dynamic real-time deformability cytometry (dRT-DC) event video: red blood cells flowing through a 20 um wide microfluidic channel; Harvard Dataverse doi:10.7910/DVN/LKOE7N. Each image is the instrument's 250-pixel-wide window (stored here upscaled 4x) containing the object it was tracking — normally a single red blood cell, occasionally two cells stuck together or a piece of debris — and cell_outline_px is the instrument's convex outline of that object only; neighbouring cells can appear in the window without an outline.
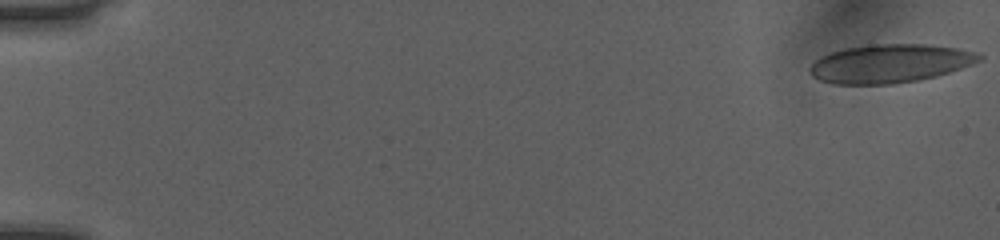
{"species": "human", "species_latin": "Homo sapiens", "temperature_condition": "room temperature", "stored_images_in_passage": 51, "camera_frame_rate_fps": 3000, "um_per_image_px": 0.085, "donor": {"sex": "female"}, "frame": {"image": 1, "passage_image": 1, "time_ms": 0.0, "image_size_px": [1000, 240], "cell_outline_px": [[984, 56], [980, 60], [972, 64], [936, 76], [916, 80], [892, 84], [832, 84], [820, 80], [812, 76], [808, 68], [816, 60], [832, 52], [844, 48], [876, 44], [924, 44], [956, 48], [980, 52]], "centroid_in_image_um": [75.66, 5.4], "position_along_channel_um": 9.3, "area_um2": 37.8}}
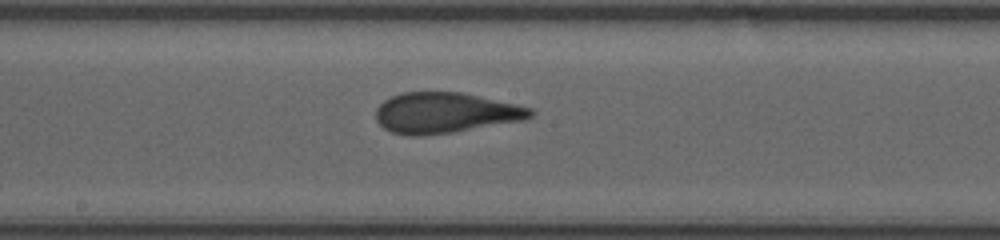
{"frame": {"image": 2, "passage_image": 29, "time_ms": 9.333, "image_size_px": [1000, 240], "cell_outline_px": [[536, 112], [532, 116], [524, 120], [452, 132], [420, 136], [408, 136], [392, 132], [384, 128], [376, 120], [376, 108], [384, 100], [392, 96], [404, 92], [460, 92], [516, 104], [532, 108]], "centroid_in_image_um": [37.84, 9.59], "position_along_channel_um": 210.4, "area_um2": 36.47}}
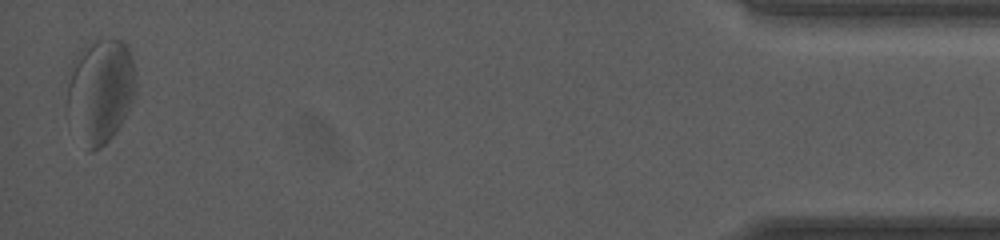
{"frame": {"image": 3, "passage_image": 51, "time_ms": 16.667, "image_size_px": [1000, 240], "cell_outline_px": [[136, 96], [128, 112], [116, 132], [100, 148], [92, 152], [88, 152], [68, 100], [68, 84], [72, 60], [76, 52], [96, 40], [120, 40], [128, 44], [132, 60], [136, 84]], "centroid_in_image_um": [8.61, 7.64], "position_along_channel_um": 426.6, "area_um2": 40.75}, "authors_computed_cell_mechanics": {"area_um2": 37.3966, "velocity_mm_per_s": 4.0116, "shape_relaxation_time_tau1_ms": null, "shape_relaxation_time_tau2_ms": 0.7786, "deformation_change_tau1": null, "deformation_change_tau2": 0.0528}}